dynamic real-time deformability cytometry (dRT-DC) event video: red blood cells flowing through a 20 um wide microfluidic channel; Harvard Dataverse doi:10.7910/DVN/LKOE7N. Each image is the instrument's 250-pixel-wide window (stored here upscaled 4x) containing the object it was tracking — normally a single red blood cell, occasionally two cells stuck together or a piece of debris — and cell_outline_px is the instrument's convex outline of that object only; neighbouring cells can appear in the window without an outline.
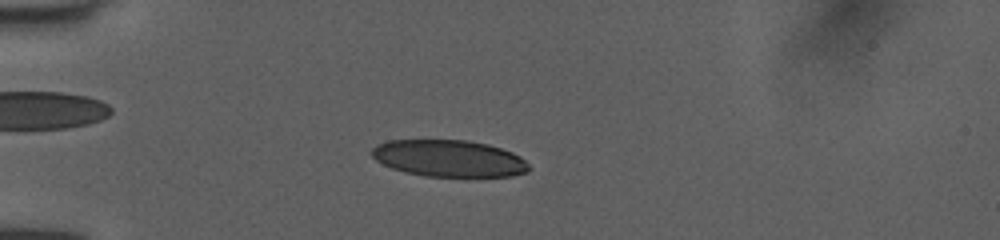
{"species": "human", "species_latin": "Homo sapiens", "temperature_condition": "room temperature", "stored_images_in_passage": 52, "camera_frame_rate_fps": 3000, "um_per_image_px": 0.085, "donor": {"sex": "female"}, "frame": {"image": 1, "passage_image": 15, "time_ms": 4.667, "image_size_px": [1000, 240], "cell_outline_px": [[532, 168], [528, 172], [512, 176], [424, 176], [392, 168], [376, 160], [372, 156], [372, 148], [376, 144], [388, 140], [468, 140], [488, 144], [512, 152], [520, 156]], "centroid_in_image_um": [38.18, 13.45], "position_along_channel_um": 46.8, "area_um2": 33.64}}
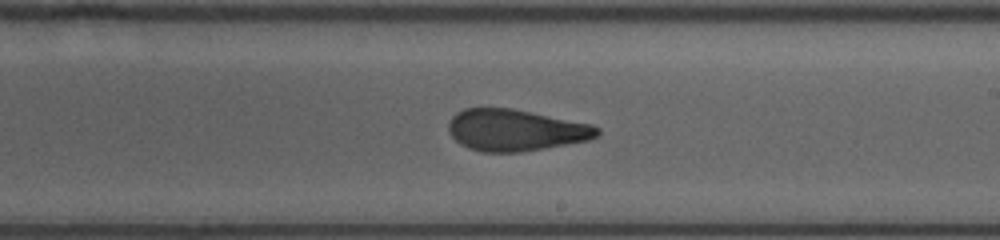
{"frame": {"image": 2, "passage_image": 32, "time_ms": 10.333, "image_size_px": [1000, 240], "cell_outline_px": [[600, 132], [596, 136], [588, 140], [544, 148], [520, 152], [484, 152], [468, 148], [460, 144], [448, 132], [448, 120], [456, 112], [464, 108], [512, 108], [592, 124], [600, 128]], "centroid_in_image_um": [43.78, 11.05], "position_along_channel_um": 245.2, "area_um2": 36.07}}
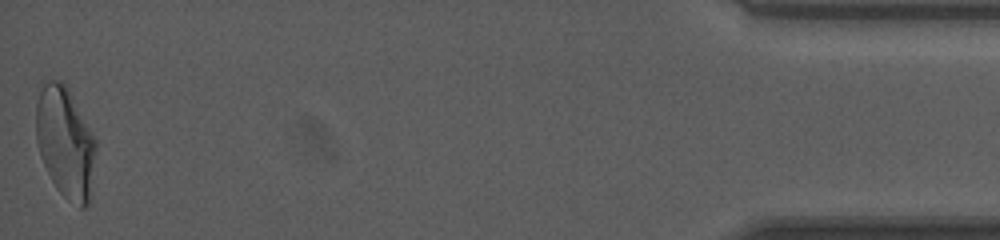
{"frame": {"image": 3, "passage_image": 52, "time_ms": 17.0, "image_size_px": [1000, 240], "cell_outline_px": [[96, 148], [92, 196], [88, 204], [84, 208], [80, 208], [64, 196], [56, 188], [40, 156], [36, 140], [36, 104], [40, 80], [60, 80], [68, 88], [96, 140]], "centroid_in_image_um": [5.55, 12.1], "position_along_channel_um": 429.7, "area_um2": 39.19}, "authors_computed_cell_mechanics": {"area_um2": 36.0094, "velocity_mm_per_s": 4.0239, "shape_relaxation_time_tau1_ms": 6.9669, "shape_relaxation_time_tau2_ms": 1.5387, "deformation_change_tau1": 0.2052, "deformation_change_tau2": 0.0976}}